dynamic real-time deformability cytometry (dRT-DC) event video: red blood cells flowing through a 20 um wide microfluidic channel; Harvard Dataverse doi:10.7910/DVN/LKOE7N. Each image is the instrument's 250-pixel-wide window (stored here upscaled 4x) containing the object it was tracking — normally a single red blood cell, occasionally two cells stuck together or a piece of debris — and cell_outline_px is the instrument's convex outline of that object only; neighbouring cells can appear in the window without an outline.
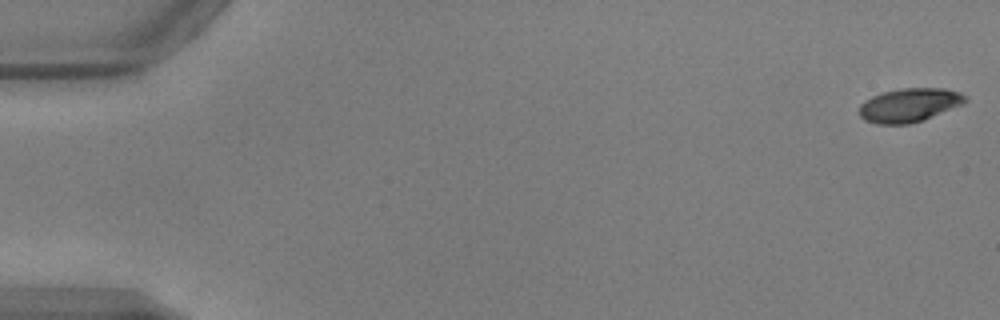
{"species": "common noctule bat (a hibernating species)", "species_latin": "Nyctalus noctula", "temperature_condition": "warm", "stored_images_in_passage": 53, "camera_frame_rate_fps": 3000, "um_per_image_px": 0.085, "animal": {"sex": "male", "body_mass_g": 17.9, "forearm_length_mm": 54.2}, "frame": {"image": 1, "passage_image": 1, "time_ms": 0.0, "image_size_px": [1000, 320], "cell_outline_px": [[968, 100], [964, 104], [924, 120], [908, 124], [876, 124], [864, 120], [860, 116], [860, 104], [864, 100], [872, 96], [884, 92], [904, 88], [944, 88], [960, 92], [968, 96]], "centroid_in_image_um": [77.33, 8.93], "position_along_channel_um": 7.7, "area_um2": 21.04}}
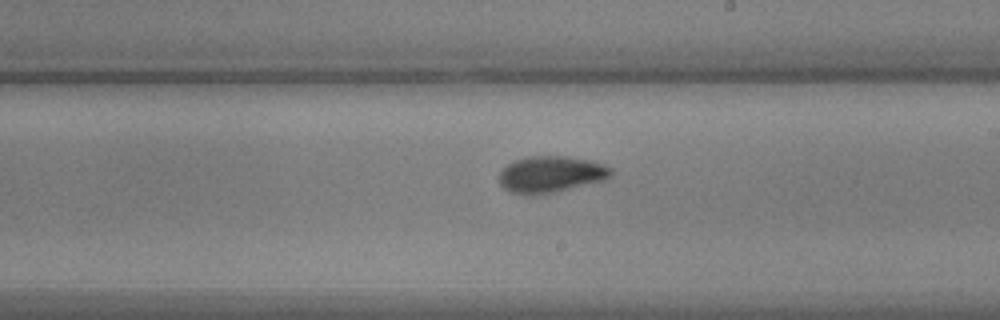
{"frame": {"image": 2, "passage_image": 31, "time_ms": 10.0, "image_size_px": [1000, 320], "cell_outline_px": [[612, 176], [604, 180], [556, 192], [536, 196], [524, 196], [512, 192], [504, 188], [500, 184], [500, 172], [508, 164], [516, 160], [532, 156], [564, 156], [588, 160], [604, 164], [612, 168]], "centroid_in_image_um": [46.83, 14.84], "position_along_channel_um": 242.2, "area_um2": 23.87}}
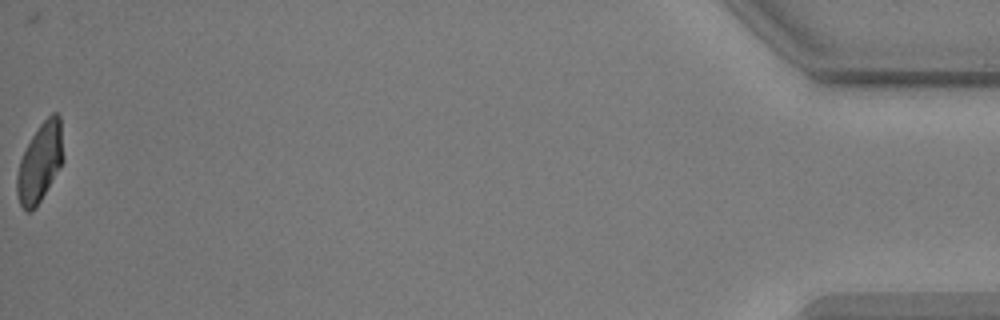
{"frame": {"image": 3, "passage_image": 53, "time_ms": 17.333, "image_size_px": [1000, 320], "cell_outline_px": [[64, 160], [36, 208], [28, 212], [20, 204], [16, 192], [16, 176], [20, 160], [32, 136], [40, 124], [52, 112], [56, 112], [60, 116]], "centroid_in_image_um": [3.4, 13.81], "position_along_channel_um": 431.8, "area_um2": 21.15}, "authors_computed_cell_mechanics": {"area_um2": 22.0218, "velocity_mm_per_s": 3.8603, "shape_relaxation_time_tau1_ms": 3.2038, "shape_relaxation_time_tau2_ms": 1.8368, "deformation_change_tau1": 0.1564, "deformation_change_tau2": 0.0544}}